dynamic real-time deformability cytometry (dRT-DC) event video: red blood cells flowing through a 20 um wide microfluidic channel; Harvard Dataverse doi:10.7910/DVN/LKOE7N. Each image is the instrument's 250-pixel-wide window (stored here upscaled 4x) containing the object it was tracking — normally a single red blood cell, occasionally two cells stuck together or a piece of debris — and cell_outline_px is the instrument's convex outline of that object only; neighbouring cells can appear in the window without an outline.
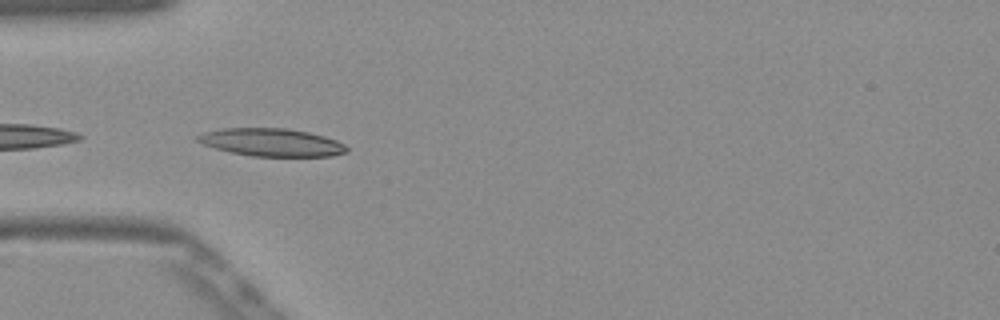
{"species": "Egyptian fruit bat (a non-hibernating species)", "species_latin": "Rousettus aegyptiacus", "temperature_condition": "warm", "stored_images_in_passage": 13, "camera_frame_rate_fps": 3000, "um_per_image_px": 0.085, "frame": {"image": 1, "passage_image": 1, "time_ms": 0.0, "image_size_px": [1000, 320], "cell_outline_px": [[348, 152], [332, 156], [252, 156], [232, 152], [216, 148], [204, 144], [196, 140], [196, 136], [204, 132], [220, 128], [288, 128], [308, 132], [324, 136], [336, 140], [344, 144], [348, 148]], "centroid_in_image_um": [23.1, 12.09], "position_along_channel_um": 61.9, "area_um2": 24.1}}
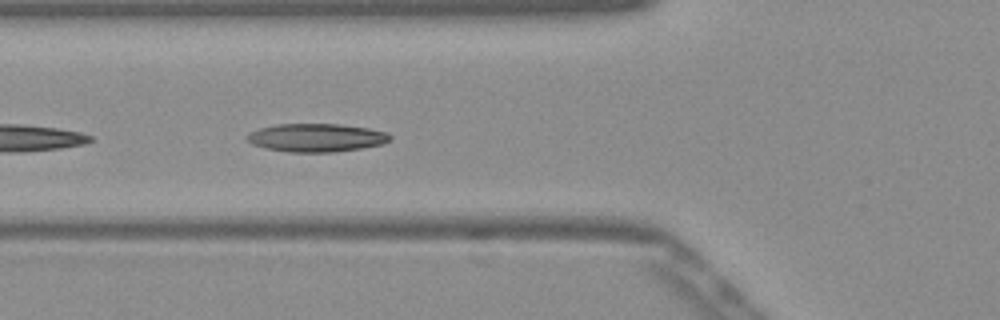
{"frame": {"image": 2, "passage_image": 4, "time_ms": 1.0, "image_size_px": [1000, 320], "cell_outline_px": [[392, 136], [388, 140], [380, 144], [360, 148], [332, 152], [288, 152], [264, 148], [252, 144], [244, 136], [248, 132], [260, 128], [276, 124], [340, 124], [368, 128], [388, 132]], "centroid_in_image_um": [26.83, 11.7], "position_along_channel_um": 99.0, "area_um2": 23.52}}
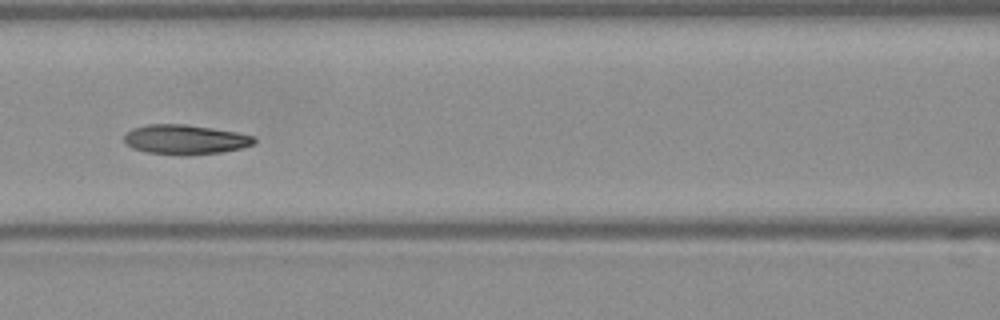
{"frame": {"image": 3, "passage_image": 8, "time_ms": 2.333, "image_size_px": [1000, 320], "cell_outline_px": [[256, 140], [252, 144], [240, 148], [220, 152], [188, 156], [180, 156], [148, 152], [132, 148], [124, 140], [124, 136], [132, 128], [148, 124], [188, 124], [236, 132], [256, 136]], "centroid_in_image_um": [15.74, 11.86], "position_along_channel_um": 150.9, "area_um2": 22.54}}